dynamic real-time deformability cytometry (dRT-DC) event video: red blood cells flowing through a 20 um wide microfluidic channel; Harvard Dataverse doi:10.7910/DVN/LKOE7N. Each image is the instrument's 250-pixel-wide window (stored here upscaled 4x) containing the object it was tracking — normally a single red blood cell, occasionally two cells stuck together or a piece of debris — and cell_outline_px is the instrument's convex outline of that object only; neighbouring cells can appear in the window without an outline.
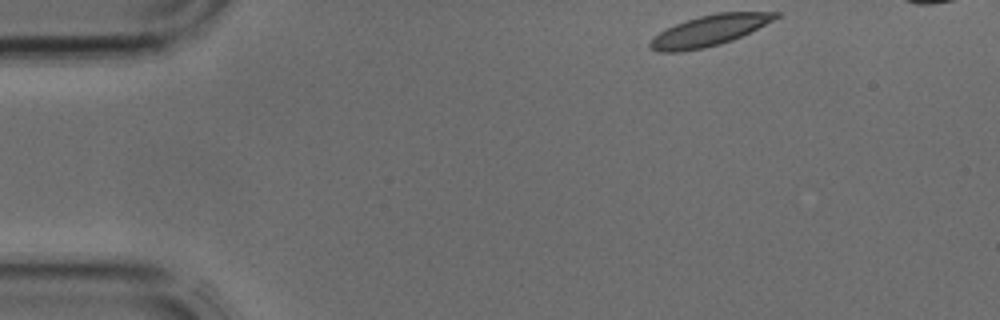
{"species": "common noctule bat (a hibernating species)", "species_latin": "Nyctalus noctula", "temperature_condition": "cold", "stored_images_in_passage": 3, "camera_frame_rate_fps": 3000, "um_per_image_px": 0.085, "animal": {"sex": "male", "body_mass_g": 17.9, "forearm_length_mm": 54.2}, "frame": {"image": 1, "passage_image": 1, "time_ms": 0.0, "image_size_px": [1000, 320], "cell_outline_px": [[780, 16], [732, 40], [720, 44], [704, 48], [680, 52], [656, 52], [648, 48], [648, 44], [652, 36], [676, 24], [700, 16], [716, 12], [780, 12]], "centroid_in_image_um": [60.21, 2.62], "position_along_channel_um": 24.8, "area_um2": 22.25}}